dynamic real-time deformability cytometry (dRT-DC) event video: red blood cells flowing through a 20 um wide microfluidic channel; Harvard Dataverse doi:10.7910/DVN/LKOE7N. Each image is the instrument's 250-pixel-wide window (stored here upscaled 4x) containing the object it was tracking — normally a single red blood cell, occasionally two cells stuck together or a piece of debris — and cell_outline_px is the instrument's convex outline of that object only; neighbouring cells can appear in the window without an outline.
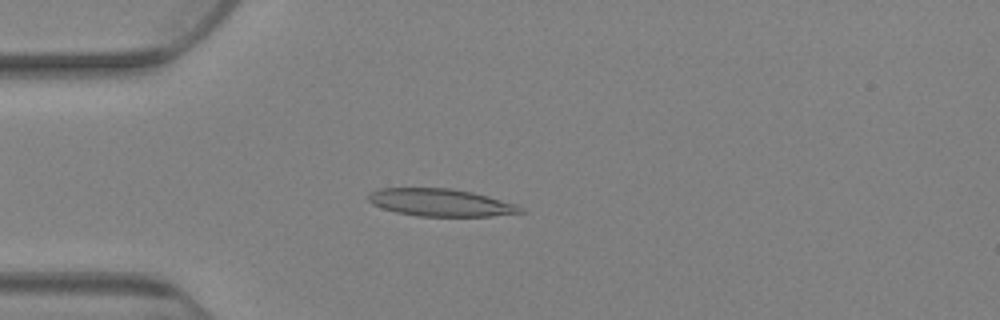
{"species": "Egyptian fruit bat (a non-hibernating species)", "species_latin": "Rousettus aegyptiacus", "temperature_condition": "warm", "stored_images_in_passage": 78, "camera_frame_rate_fps": 3000, "um_per_image_px": 0.085, "animal": {"sex": "female"}, "frame": {"image": 1, "passage_image": 21, "time_ms": 6.667, "image_size_px": [1000, 320], "cell_outline_px": [[528, 212], [492, 216], [416, 216], [396, 212], [372, 204], [368, 200], [368, 192], [380, 188], [452, 188], [472, 192], [488, 196], [516, 204], [524, 208]], "centroid_in_image_um": [37.48, 17.21], "position_along_channel_um": 47.5, "area_um2": 24.51}}
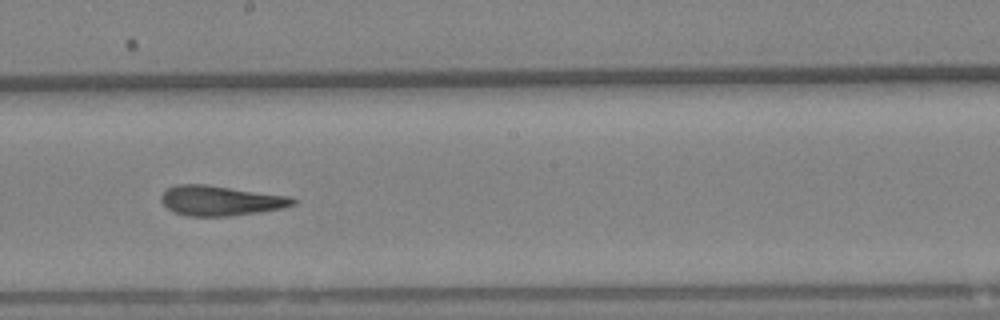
{"frame": {"image": 2, "passage_image": 44, "time_ms": 14.333, "image_size_px": [1000, 320], "cell_outline_px": [[296, 204], [280, 208], [256, 212], [228, 216], [188, 216], [176, 212], [168, 208], [160, 200], [160, 196], [168, 188], [176, 184], [208, 184], [292, 196], [296, 200]], "centroid_in_image_um": [18.75, 17.03], "position_along_channel_um": 229.4, "area_um2": 23.0}}
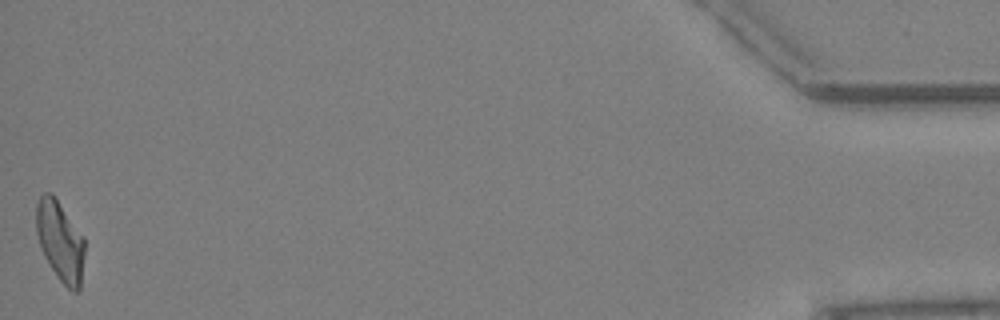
{"frame": {"image": 3, "passage_image": 78, "time_ms": 25.667, "image_size_px": [1000, 320], "cell_outline_px": [[84, 256], [80, 288], [76, 292], [72, 292], [60, 280], [44, 256], [36, 232], [36, 204], [40, 196], [44, 192], [52, 192], [84, 236]], "centroid_in_image_um": [5.12, 20.46], "position_along_channel_um": 430.1, "area_um2": 22.6}, "authors_computed_cell_mechanics": {"area_um2": 23.409, "velocity_mm_per_s": 2.6049, "shape_relaxation_time_tau1_ms": null, "shape_relaxation_time_tau2_ms": 4.1247, "deformation_change_tau1": null, "deformation_change_tau2": 0.1377}}